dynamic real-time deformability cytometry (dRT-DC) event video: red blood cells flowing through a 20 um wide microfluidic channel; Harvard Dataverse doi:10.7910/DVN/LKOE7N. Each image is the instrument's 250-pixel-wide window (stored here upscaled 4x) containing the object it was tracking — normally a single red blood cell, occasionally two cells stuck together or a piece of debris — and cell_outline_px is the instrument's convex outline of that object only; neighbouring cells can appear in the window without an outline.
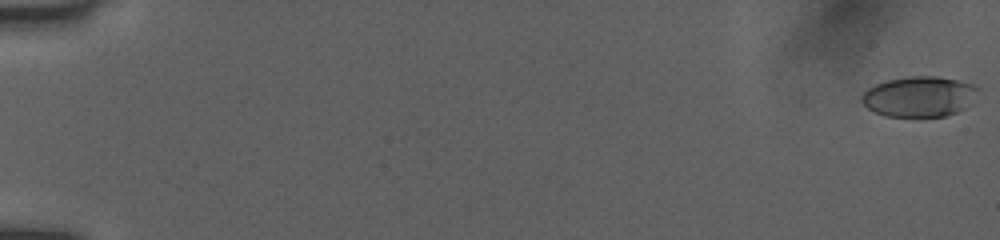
{"species": "human", "species_latin": "Homo sapiens", "temperature_condition": "room temperature", "stored_images_in_passage": 14, "camera_frame_rate_fps": 3000, "um_per_image_px": 0.085, "donor": {"sex": "female"}, "frame": {"image": 1, "passage_image": 1, "time_ms": 0.0, "image_size_px": [1000, 240], "cell_outline_px": [[980, 88], [964, 108], [948, 116], [916, 120], [884, 116], [868, 108], [860, 100], [860, 96], [868, 88], [876, 84], [888, 80], [912, 76], [936, 76], [956, 80], [972, 84]], "centroid_in_image_um": [78.09, 8.26], "position_along_channel_um": 6.9, "area_um2": 27.98}}